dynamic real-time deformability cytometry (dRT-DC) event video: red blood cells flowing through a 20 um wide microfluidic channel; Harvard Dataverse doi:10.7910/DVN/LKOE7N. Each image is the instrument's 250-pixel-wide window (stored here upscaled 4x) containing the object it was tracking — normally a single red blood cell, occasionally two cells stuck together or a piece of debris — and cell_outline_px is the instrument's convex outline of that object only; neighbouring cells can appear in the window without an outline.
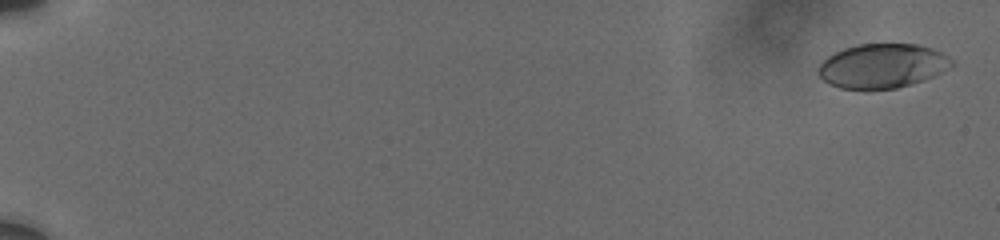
{"species": "human", "species_latin": "Homo sapiens", "temperature_condition": "cold", "stored_images_in_passage": 32, "camera_frame_rate_fps": 3000, "um_per_image_px": 0.085, "donor": {"sex": "male"}, "frame": {"image": 1, "passage_image": 1, "time_ms": 0.0, "image_size_px": [1000, 240], "cell_outline_px": [[956, 64], [924, 80], [912, 84], [896, 88], [840, 88], [828, 84], [816, 72], [816, 68], [828, 56], [844, 48], [856, 44], [916, 44], [932, 48], [948, 56]], "centroid_in_image_um": [74.98, 5.59], "position_along_channel_um": 10.0, "area_um2": 34.28}}
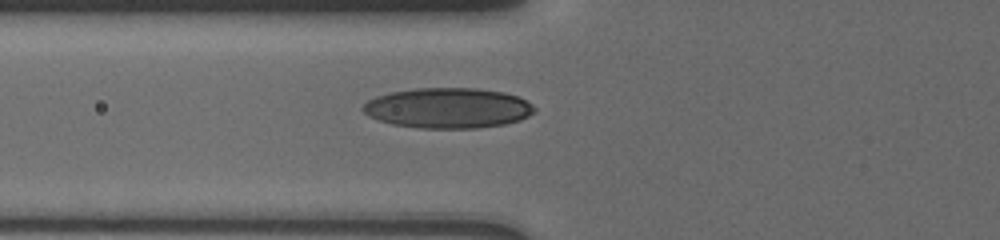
{"frame": {"image": 2, "passage_image": 19, "time_ms": 7.667, "image_size_px": [1000, 240], "cell_outline_px": [[536, 112], [520, 120], [504, 124], [480, 128], [416, 128], [392, 124], [368, 116], [360, 108], [368, 100], [376, 96], [392, 92], [416, 88], [476, 88], [504, 92], [516, 96], [532, 104], [536, 108]], "centroid_in_image_um": [38.08, 9.19], "position_along_channel_um": 87.7, "area_um2": 40.4}}
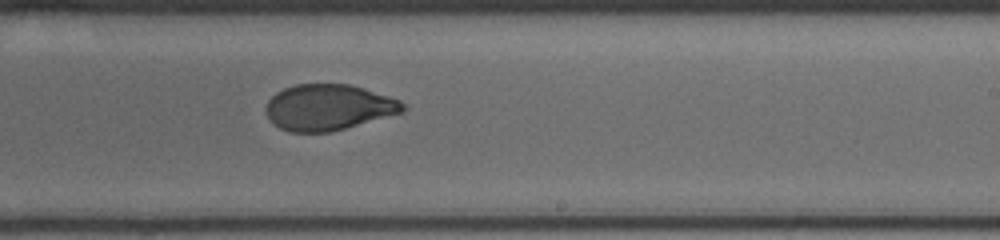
{"frame": {"image": 3, "passage_image": 32, "time_ms": 12.333, "image_size_px": [1000, 240], "cell_outline_px": [[408, 108], [404, 112], [344, 128], [328, 132], [288, 132], [272, 124], [268, 116], [268, 100], [276, 92], [284, 88], [296, 84], [348, 84], [364, 88], [400, 100]], "centroid_in_image_um": [27.93, 9.12], "position_along_channel_um": 261.1, "area_um2": 36.47}}